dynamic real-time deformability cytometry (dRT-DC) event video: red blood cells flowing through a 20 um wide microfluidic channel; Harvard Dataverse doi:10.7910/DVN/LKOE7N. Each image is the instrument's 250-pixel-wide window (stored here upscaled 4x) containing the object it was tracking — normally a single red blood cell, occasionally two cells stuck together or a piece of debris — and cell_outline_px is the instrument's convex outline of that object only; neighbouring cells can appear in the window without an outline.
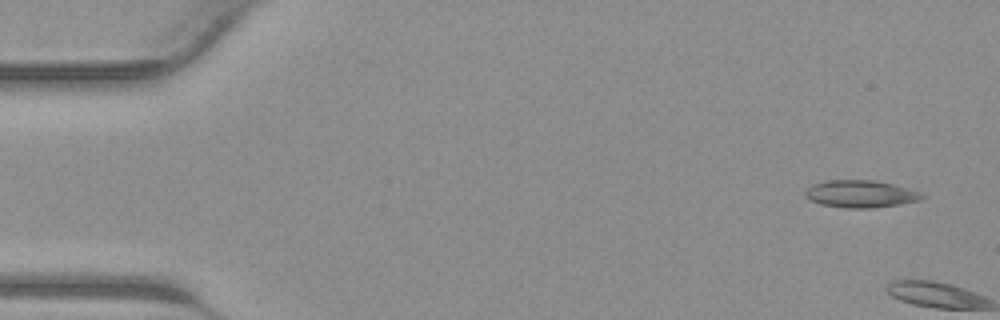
{"species": "common noctule bat (a hibernating species)", "species_latin": "Nyctalus noctula", "temperature_condition": "warm", "stored_images_in_passage": 2, "camera_frame_rate_fps": 3000, "um_per_image_px": 0.085, "animal": {"sex": "male", "body_mass_g": 23.1, "forearm_length_mm": 52.7}, "frame": {"image": 1, "passage_image": 1, "time_ms": 0.0, "image_size_px": [1000, 320], "cell_outline_px": [[924, 196], [920, 200], [900, 204], [868, 208], [848, 208], [820, 204], [804, 196], [804, 192], [812, 184], [824, 180], [876, 180], [892, 184], [920, 192]], "centroid_in_image_um": [73.11, 16.47], "position_along_channel_um": 11.9, "area_um2": 18.44}}